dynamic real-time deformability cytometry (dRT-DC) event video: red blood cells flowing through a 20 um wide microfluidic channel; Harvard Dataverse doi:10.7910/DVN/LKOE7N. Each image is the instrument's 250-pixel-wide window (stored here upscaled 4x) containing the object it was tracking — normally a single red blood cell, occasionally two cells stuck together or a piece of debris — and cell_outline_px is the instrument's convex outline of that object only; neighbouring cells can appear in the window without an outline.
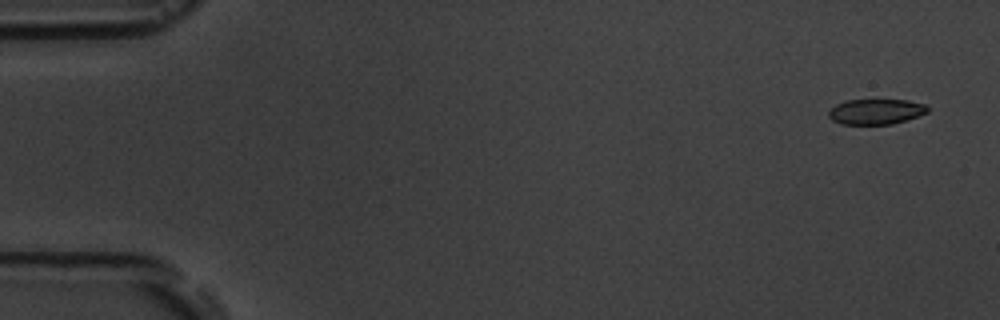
{"species": "common noctule bat (a hibernating species)", "species_latin": "Nyctalus noctula", "temperature_condition": "room temperature", "stored_images_in_passage": 5, "camera_frame_rate_fps": 3000, "um_per_image_px": 0.085, "animal": {"sex": "male", "body_mass_g": 19.5, "forearm_length_mm": 54.6}, "frame": {"image": 1, "passage_image": 1, "time_ms": 0.0, "image_size_px": [1000, 320], "cell_outline_px": [[928, 112], [892, 124], [840, 124], [832, 120], [828, 116], [828, 112], [836, 104], [848, 100], [908, 100], [924, 104], [928, 108]], "centroid_in_image_um": [74.42, 9.49], "position_along_channel_um": 10.6, "area_um2": 14.45}}
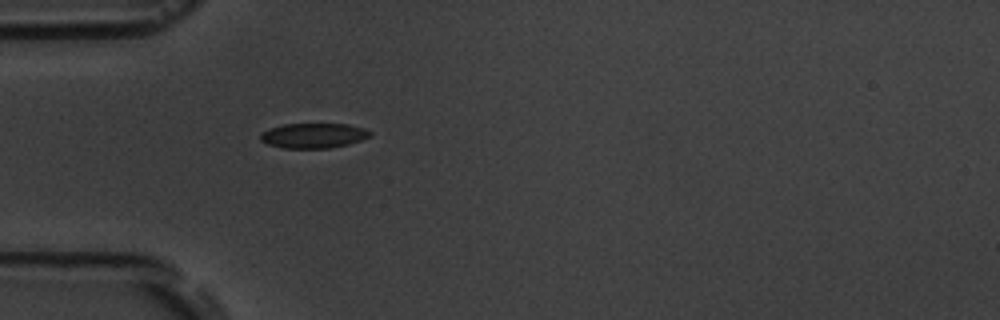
{"frame": {"image": 2, "passage_image": 5, "time_ms": 4.667, "image_size_px": [1000, 320], "cell_outline_px": [[372, 132], [368, 136], [360, 140], [348, 144], [332, 148], [284, 148], [268, 144], [260, 140], [260, 132], [268, 128], [284, 124], [348, 124], [364, 128]], "centroid_in_image_um": [26.6, 11.52], "position_along_channel_um": 58.4, "area_um2": 15.95}}